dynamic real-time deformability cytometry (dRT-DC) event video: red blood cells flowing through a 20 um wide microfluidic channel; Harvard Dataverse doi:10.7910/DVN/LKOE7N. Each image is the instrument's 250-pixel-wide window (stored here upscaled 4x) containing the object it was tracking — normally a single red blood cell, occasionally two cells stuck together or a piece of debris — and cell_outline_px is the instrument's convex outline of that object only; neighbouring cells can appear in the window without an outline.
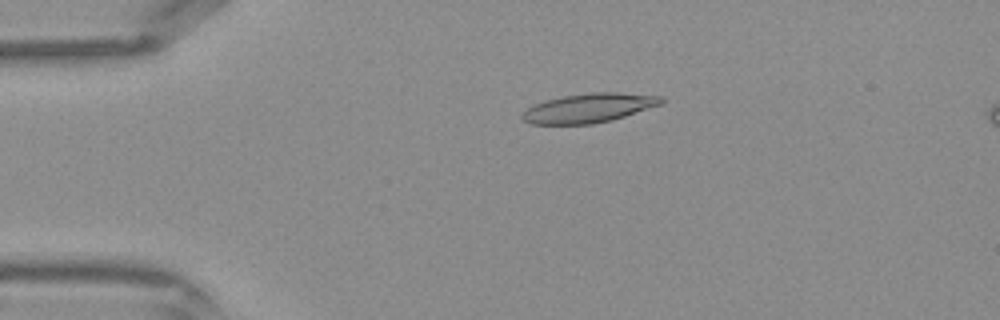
{"species": "Egyptian fruit bat (a non-hibernating species)", "species_latin": "Rousettus aegyptiacus", "temperature_condition": "warm", "stored_images_in_passage": 34, "camera_frame_rate_fps": 3000, "um_per_image_px": 0.085, "frame": {"image": 1, "passage_image": 1, "time_ms": 0.0, "image_size_px": [1000, 320], "cell_outline_px": [[664, 100], [660, 104], [612, 120], [592, 124], [532, 124], [524, 120], [520, 116], [528, 108], [544, 100], [564, 96], [592, 92], [620, 92], [660, 96]], "centroid_in_image_um": [50.03, 9.18], "position_along_channel_um": 35.0, "area_um2": 23.35}}
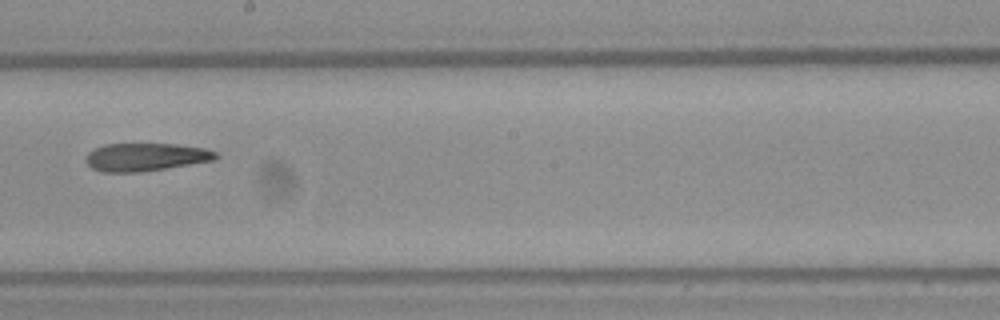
{"frame": {"image": 2, "passage_image": 16, "time_ms": 5.0, "image_size_px": [1000, 320], "cell_outline_px": [[220, 156], [216, 160], [140, 172], [100, 172], [92, 168], [84, 160], [88, 152], [104, 144], [176, 144], [204, 148], [216, 152]], "centroid_in_image_um": [12.38, 13.35], "position_along_channel_um": 235.8, "area_um2": 21.21}}
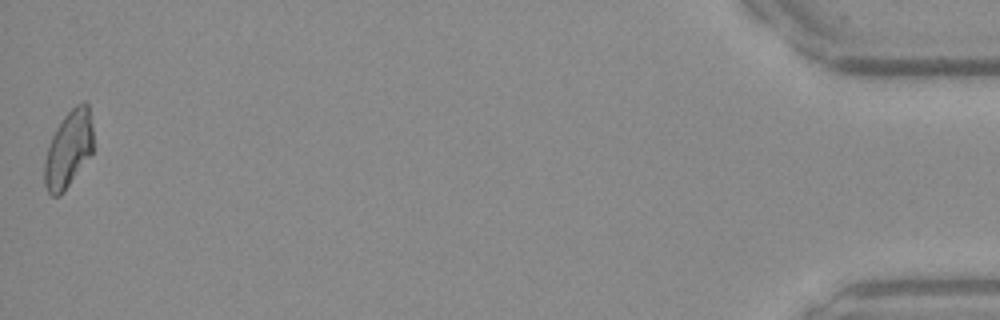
{"frame": {"image": 3, "passage_image": 34, "time_ms": 11.0, "image_size_px": [1000, 320], "cell_outline_px": [[92, 152], [64, 192], [60, 196], [52, 196], [48, 192], [44, 184], [44, 160], [52, 136], [56, 128], [64, 116], [76, 104], [84, 100], [88, 104], [92, 124]], "centroid_in_image_um": [5.81, 12.68], "position_along_channel_um": 429.4, "area_um2": 21.68}}